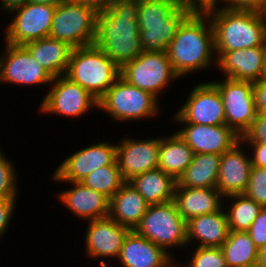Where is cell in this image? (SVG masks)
<instances>
[{"mask_svg": "<svg viewBox=\"0 0 266 267\" xmlns=\"http://www.w3.org/2000/svg\"><path fill=\"white\" fill-rule=\"evenodd\" d=\"M221 249L228 267H253L258 262V249L247 232L230 231Z\"/></svg>", "mask_w": 266, "mask_h": 267, "instance_id": "f546056e", "label": "cell"}, {"mask_svg": "<svg viewBox=\"0 0 266 267\" xmlns=\"http://www.w3.org/2000/svg\"><path fill=\"white\" fill-rule=\"evenodd\" d=\"M240 140L221 155L216 188L224 196L243 194L247 188L252 168L251 157L240 150Z\"/></svg>", "mask_w": 266, "mask_h": 267, "instance_id": "d6986e66", "label": "cell"}, {"mask_svg": "<svg viewBox=\"0 0 266 267\" xmlns=\"http://www.w3.org/2000/svg\"><path fill=\"white\" fill-rule=\"evenodd\" d=\"M227 197L236 200L228 209L229 212L226 211L230 231L247 232L263 206L244 194H233Z\"/></svg>", "mask_w": 266, "mask_h": 267, "instance_id": "4dcf8cb0", "label": "cell"}, {"mask_svg": "<svg viewBox=\"0 0 266 267\" xmlns=\"http://www.w3.org/2000/svg\"><path fill=\"white\" fill-rule=\"evenodd\" d=\"M253 98L257 113H266V79L253 82Z\"/></svg>", "mask_w": 266, "mask_h": 267, "instance_id": "ab89813d", "label": "cell"}, {"mask_svg": "<svg viewBox=\"0 0 266 267\" xmlns=\"http://www.w3.org/2000/svg\"><path fill=\"white\" fill-rule=\"evenodd\" d=\"M129 182L149 204H161L173 200L177 181L159 168L134 176Z\"/></svg>", "mask_w": 266, "mask_h": 267, "instance_id": "4316f807", "label": "cell"}, {"mask_svg": "<svg viewBox=\"0 0 266 267\" xmlns=\"http://www.w3.org/2000/svg\"><path fill=\"white\" fill-rule=\"evenodd\" d=\"M120 77L130 85L152 93L159 91L179 76L174 72L167 53L143 51L120 68Z\"/></svg>", "mask_w": 266, "mask_h": 267, "instance_id": "9c48e42d", "label": "cell"}, {"mask_svg": "<svg viewBox=\"0 0 266 267\" xmlns=\"http://www.w3.org/2000/svg\"><path fill=\"white\" fill-rule=\"evenodd\" d=\"M212 83L222 97L225 124L242 137L257 116L253 98V82L226 77L225 81Z\"/></svg>", "mask_w": 266, "mask_h": 267, "instance_id": "30bf717a", "label": "cell"}, {"mask_svg": "<svg viewBox=\"0 0 266 267\" xmlns=\"http://www.w3.org/2000/svg\"><path fill=\"white\" fill-rule=\"evenodd\" d=\"M186 3H191L193 5H195L196 7H201L205 4H209L212 2H218L219 0H182Z\"/></svg>", "mask_w": 266, "mask_h": 267, "instance_id": "f6af8a7d", "label": "cell"}, {"mask_svg": "<svg viewBox=\"0 0 266 267\" xmlns=\"http://www.w3.org/2000/svg\"><path fill=\"white\" fill-rule=\"evenodd\" d=\"M193 156L194 152L178 133L164 139L159 138L158 168L176 181L190 165Z\"/></svg>", "mask_w": 266, "mask_h": 267, "instance_id": "83f0119b", "label": "cell"}, {"mask_svg": "<svg viewBox=\"0 0 266 267\" xmlns=\"http://www.w3.org/2000/svg\"><path fill=\"white\" fill-rule=\"evenodd\" d=\"M254 152V157L251 158L252 166L266 168V142H249Z\"/></svg>", "mask_w": 266, "mask_h": 267, "instance_id": "60d3db41", "label": "cell"}, {"mask_svg": "<svg viewBox=\"0 0 266 267\" xmlns=\"http://www.w3.org/2000/svg\"><path fill=\"white\" fill-rule=\"evenodd\" d=\"M253 267H266V266L261 265L259 262H257Z\"/></svg>", "mask_w": 266, "mask_h": 267, "instance_id": "c3c4849f", "label": "cell"}, {"mask_svg": "<svg viewBox=\"0 0 266 267\" xmlns=\"http://www.w3.org/2000/svg\"><path fill=\"white\" fill-rule=\"evenodd\" d=\"M86 233V252L90 257H118L123 241L130 231L109 216L89 220Z\"/></svg>", "mask_w": 266, "mask_h": 267, "instance_id": "ac0fdd59", "label": "cell"}, {"mask_svg": "<svg viewBox=\"0 0 266 267\" xmlns=\"http://www.w3.org/2000/svg\"><path fill=\"white\" fill-rule=\"evenodd\" d=\"M174 119L184 124H225L223 101L217 87L212 82L196 85Z\"/></svg>", "mask_w": 266, "mask_h": 267, "instance_id": "7c38bea8", "label": "cell"}, {"mask_svg": "<svg viewBox=\"0 0 266 267\" xmlns=\"http://www.w3.org/2000/svg\"><path fill=\"white\" fill-rule=\"evenodd\" d=\"M70 183H73L74 189L63 191L59 195L69 210L88 221L109 216L110 199L107 196L84 186L81 182Z\"/></svg>", "mask_w": 266, "mask_h": 267, "instance_id": "603a6c76", "label": "cell"}, {"mask_svg": "<svg viewBox=\"0 0 266 267\" xmlns=\"http://www.w3.org/2000/svg\"><path fill=\"white\" fill-rule=\"evenodd\" d=\"M189 267H228L221 247H199L193 253Z\"/></svg>", "mask_w": 266, "mask_h": 267, "instance_id": "d6a6232c", "label": "cell"}, {"mask_svg": "<svg viewBox=\"0 0 266 267\" xmlns=\"http://www.w3.org/2000/svg\"><path fill=\"white\" fill-rule=\"evenodd\" d=\"M261 79H266V59H265L264 68H263V73H262Z\"/></svg>", "mask_w": 266, "mask_h": 267, "instance_id": "7dc6e473", "label": "cell"}, {"mask_svg": "<svg viewBox=\"0 0 266 267\" xmlns=\"http://www.w3.org/2000/svg\"><path fill=\"white\" fill-rule=\"evenodd\" d=\"M223 197L217 188H191L175 186L173 202L181 217L189 219L221 210Z\"/></svg>", "mask_w": 266, "mask_h": 267, "instance_id": "7402d4cb", "label": "cell"}, {"mask_svg": "<svg viewBox=\"0 0 266 267\" xmlns=\"http://www.w3.org/2000/svg\"><path fill=\"white\" fill-rule=\"evenodd\" d=\"M247 233L258 250L266 245V207L261 209Z\"/></svg>", "mask_w": 266, "mask_h": 267, "instance_id": "8d00e7d4", "label": "cell"}, {"mask_svg": "<svg viewBox=\"0 0 266 267\" xmlns=\"http://www.w3.org/2000/svg\"><path fill=\"white\" fill-rule=\"evenodd\" d=\"M265 59L266 44L244 50L227 51L215 63L228 78L256 82L261 79Z\"/></svg>", "mask_w": 266, "mask_h": 267, "instance_id": "ffe728a7", "label": "cell"}, {"mask_svg": "<svg viewBox=\"0 0 266 267\" xmlns=\"http://www.w3.org/2000/svg\"><path fill=\"white\" fill-rule=\"evenodd\" d=\"M187 243L198 239L199 247H221L228 238L230 229L227 215L221 209L218 212L203 214L186 221Z\"/></svg>", "mask_w": 266, "mask_h": 267, "instance_id": "d4e9b609", "label": "cell"}, {"mask_svg": "<svg viewBox=\"0 0 266 267\" xmlns=\"http://www.w3.org/2000/svg\"><path fill=\"white\" fill-rule=\"evenodd\" d=\"M157 99L152 93L130 85L119 77L98 100V108L116 120H138L157 114Z\"/></svg>", "mask_w": 266, "mask_h": 267, "instance_id": "ba28073f", "label": "cell"}, {"mask_svg": "<svg viewBox=\"0 0 266 267\" xmlns=\"http://www.w3.org/2000/svg\"><path fill=\"white\" fill-rule=\"evenodd\" d=\"M23 46L53 78L65 75L74 49L68 43L51 37H44Z\"/></svg>", "mask_w": 266, "mask_h": 267, "instance_id": "484cf974", "label": "cell"}, {"mask_svg": "<svg viewBox=\"0 0 266 267\" xmlns=\"http://www.w3.org/2000/svg\"><path fill=\"white\" fill-rule=\"evenodd\" d=\"M56 6L26 3L10 12H17L6 30V43H26L49 37Z\"/></svg>", "mask_w": 266, "mask_h": 267, "instance_id": "8fae6325", "label": "cell"}, {"mask_svg": "<svg viewBox=\"0 0 266 267\" xmlns=\"http://www.w3.org/2000/svg\"><path fill=\"white\" fill-rule=\"evenodd\" d=\"M221 155L194 154L193 160L178 178L179 187L216 188Z\"/></svg>", "mask_w": 266, "mask_h": 267, "instance_id": "f1b7e54d", "label": "cell"}, {"mask_svg": "<svg viewBox=\"0 0 266 267\" xmlns=\"http://www.w3.org/2000/svg\"><path fill=\"white\" fill-rule=\"evenodd\" d=\"M196 8L182 0H138L142 48L167 53L181 22Z\"/></svg>", "mask_w": 266, "mask_h": 267, "instance_id": "277c9868", "label": "cell"}, {"mask_svg": "<svg viewBox=\"0 0 266 267\" xmlns=\"http://www.w3.org/2000/svg\"><path fill=\"white\" fill-rule=\"evenodd\" d=\"M64 76L99 100L120 77V67L92 44L73 49Z\"/></svg>", "mask_w": 266, "mask_h": 267, "instance_id": "5b68a950", "label": "cell"}, {"mask_svg": "<svg viewBox=\"0 0 266 267\" xmlns=\"http://www.w3.org/2000/svg\"><path fill=\"white\" fill-rule=\"evenodd\" d=\"M98 13L68 0L56 6L49 37L73 48L92 45L96 38Z\"/></svg>", "mask_w": 266, "mask_h": 267, "instance_id": "52a82bcc", "label": "cell"}, {"mask_svg": "<svg viewBox=\"0 0 266 267\" xmlns=\"http://www.w3.org/2000/svg\"><path fill=\"white\" fill-rule=\"evenodd\" d=\"M116 161L125 181L146 171L157 169L159 138L147 140L124 139L116 145Z\"/></svg>", "mask_w": 266, "mask_h": 267, "instance_id": "e0dca14e", "label": "cell"}, {"mask_svg": "<svg viewBox=\"0 0 266 267\" xmlns=\"http://www.w3.org/2000/svg\"><path fill=\"white\" fill-rule=\"evenodd\" d=\"M258 262L266 266V245L258 250Z\"/></svg>", "mask_w": 266, "mask_h": 267, "instance_id": "bcb514c9", "label": "cell"}, {"mask_svg": "<svg viewBox=\"0 0 266 267\" xmlns=\"http://www.w3.org/2000/svg\"><path fill=\"white\" fill-rule=\"evenodd\" d=\"M172 264H173V265H172L171 267H180V266H179V265H177V264H176V265H175L174 263H172ZM181 267H182V266H181ZM184 267H185V266H184ZM186 267H189V266H188V264H187V266H186Z\"/></svg>", "mask_w": 266, "mask_h": 267, "instance_id": "681fc988", "label": "cell"}, {"mask_svg": "<svg viewBox=\"0 0 266 267\" xmlns=\"http://www.w3.org/2000/svg\"><path fill=\"white\" fill-rule=\"evenodd\" d=\"M134 230L165 251L172 246L183 247L188 244L186 221L177 211L173 200L149 205Z\"/></svg>", "mask_w": 266, "mask_h": 267, "instance_id": "8992f818", "label": "cell"}, {"mask_svg": "<svg viewBox=\"0 0 266 267\" xmlns=\"http://www.w3.org/2000/svg\"><path fill=\"white\" fill-rule=\"evenodd\" d=\"M178 135L187 143L194 154L222 155L241 140L229 126L186 123Z\"/></svg>", "mask_w": 266, "mask_h": 267, "instance_id": "2e32d148", "label": "cell"}, {"mask_svg": "<svg viewBox=\"0 0 266 267\" xmlns=\"http://www.w3.org/2000/svg\"><path fill=\"white\" fill-rule=\"evenodd\" d=\"M217 2L201 6L208 14L219 59L225 52L266 44V15L256 10L216 8ZM217 11H216V10Z\"/></svg>", "mask_w": 266, "mask_h": 267, "instance_id": "3957f363", "label": "cell"}, {"mask_svg": "<svg viewBox=\"0 0 266 267\" xmlns=\"http://www.w3.org/2000/svg\"><path fill=\"white\" fill-rule=\"evenodd\" d=\"M74 4L86 6L95 10L97 13L102 12L108 6L110 0H68Z\"/></svg>", "mask_w": 266, "mask_h": 267, "instance_id": "b9f144b4", "label": "cell"}, {"mask_svg": "<svg viewBox=\"0 0 266 267\" xmlns=\"http://www.w3.org/2000/svg\"><path fill=\"white\" fill-rule=\"evenodd\" d=\"M116 160V145L108 142L81 149L61 163L53 178L58 181L80 182L94 170L111 165Z\"/></svg>", "mask_w": 266, "mask_h": 267, "instance_id": "9a60e30c", "label": "cell"}, {"mask_svg": "<svg viewBox=\"0 0 266 267\" xmlns=\"http://www.w3.org/2000/svg\"><path fill=\"white\" fill-rule=\"evenodd\" d=\"M123 267H171L169 253L147 238L130 230L118 256Z\"/></svg>", "mask_w": 266, "mask_h": 267, "instance_id": "44dd1931", "label": "cell"}, {"mask_svg": "<svg viewBox=\"0 0 266 267\" xmlns=\"http://www.w3.org/2000/svg\"><path fill=\"white\" fill-rule=\"evenodd\" d=\"M242 142H266V113H257L249 129L241 137Z\"/></svg>", "mask_w": 266, "mask_h": 267, "instance_id": "d590c367", "label": "cell"}, {"mask_svg": "<svg viewBox=\"0 0 266 267\" xmlns=\"http://www.w3.org/2000/svg\"><path fill=\"white\" fill-rule=\"evenodd\" d=\"M231 9L256 10L266 15V0H222Z\"/></svg>", "mask_w": 266, "mask_h": 267, "instance_id": "74e56055", "label": "cell"}, {"mask_svg": "<svg viewBox=\"0 0 266 267\" xmlns=\"http://www.w3.org/2000/svg\"><path fill=\"white\" fill-rule=\"evenodd\" d=\"M84 186L107 196L109 199L126 182L120 172L117 161L100 167L80 181Z\"/></svg>", "mask_w": 266, "mask_h": 267, "instance_id": "1f68e13d", "label": "cell"}, {"mask_svg": "<svg viewBox=\"0 0 266 267\" xmlns=\"http://www.w3.org/2000/svg\"><path fill=\"white\" fill-rule=\"evenodd\" d=\"M15 200L16 198L0 199V236L8 228L13 209H15Z\"/></svg>", "mask_w": 266, "mask_h": 267, "instance_id": "f35d334b", "label": "cell"}, {"mask_svg": "<svg viewBox=\"0 0 266 267\" xmlns=\"http://www.w3.org/2000/svg\"><path fill=\"white\" fill-rule=\"evenodd\" d=\"M0 152V199L16 198V173L11 161Z\"/></svg>", "mask_w": 266, "mask_h": 267, "instance_id": "e575fe53", "label": "cell"}, {"mask_svg": "<svg viewBox=\"0 0 266 267\" xmlns=\"http://www.w3.org/2000/svg\"><path fill=\"white\" fill-rule=\"evenodd\" d=\"M66 0H29L30 3L58 6Z\"/></svg>", "mask_w": 266, "mask_h": 267, "instance_id": "ee69618b", "label": "cell"}, {"mask_svg": "<svg viewBox=\"0 0 266 267\" xmlns=\"http://www.w3.org/2000/svg\"><path fill=\"white\" fill-rule=\"evenodd\" d=\"M148 206L144 197L126 181L110 199L109 217L134 230L140 224Z\"/></svg>", "mask_w": 266, "mask_h": 267, "instance_id": "cb8c5ba5", "label": "cell"}, {"mask_svg": "<svg viewBox=\"0 0 266 267\" xmlns=\"http://www.w3.org/2000/svg\"><path fill=\"white\" fill-rule=\"evenodd\" d=\"M6 55L0 57V81L14 84H47L53 77L30 55L23 45L6 43Z\"/></svg>", "mask_w": 266, "mask_h": 267, "instance_id": "5bb4252c", "label": "cell"}, {"mask_svg": "<svg viewBox=\"0 0 266 267\" xmlns=\"http://www.w3.org/2000/svg\"><path fill=\"white\" fill-rule=\"evenodd\" d=\"M1 1L3 6L2 8L9 12L29 2V0H1Z\"/></svg>", "mask_w": 266, "mask_h": 267, "instance_id": "7bdbcfd3", "label": "cell"}, {"mask_svg": "<svg viewBox=\"0 0 266 267\" xmlns=\"http://www.w3.org/2000/svg\"><path fill=\"white\" fill-rule=\"evenodd\" d=\"M52 82V90L42 101V112L76 117L89 111L93 106L98 108V100L66 76L54 77Z\"/></svg>", "mask_w": 266, "mask_h": 267, "instance_id": "4fadbf2b", "label": "cell"}, {"mask_svg": "<svg viewBox=\"0 0 266 267\" xmlns=\"http://www.w3.org/2000/svg\"><path fill=\"white\" fill-rule=\"evenodd\" d=\"M256 203L266 207V168L252 166L247 188L243 193Z\"/></svg>", "mask_w": 266, "mask_h": 267, "instance_id": "836d02e7", "label": "cell"}, {"mask_svg": "<svg viewBox=\"0 0 266 267\" xmlns=\"http://www.w3.org/2000/svg\"><path fill=\"white\" fill-rule=\"evenodd\" d=\"M209 22L206 27V21ZM215 51L214 30L208 14L196 7L180 24L167 49L174 72L180 77L208 67Z\"/></svg>", "mask_w": 266, "mask_h": 267, "instance_id": "7a4b0ae2", "label": "cell"}, {"mask_svg": "<svg viewBox=\"0 0 266 267\" xmlns=\"http://www.w3.org/2000/svg\"><path fill=\"white\" fill-rule=\"evenodd\" d=\"M137 18L138 0H110L98 13L94 44L120 68L144 51Z\"/></svg>", "mask_w": 266, "mask_h": 267, "instance_id": "6da1fadb", "label": "cell"}]
</instances>
